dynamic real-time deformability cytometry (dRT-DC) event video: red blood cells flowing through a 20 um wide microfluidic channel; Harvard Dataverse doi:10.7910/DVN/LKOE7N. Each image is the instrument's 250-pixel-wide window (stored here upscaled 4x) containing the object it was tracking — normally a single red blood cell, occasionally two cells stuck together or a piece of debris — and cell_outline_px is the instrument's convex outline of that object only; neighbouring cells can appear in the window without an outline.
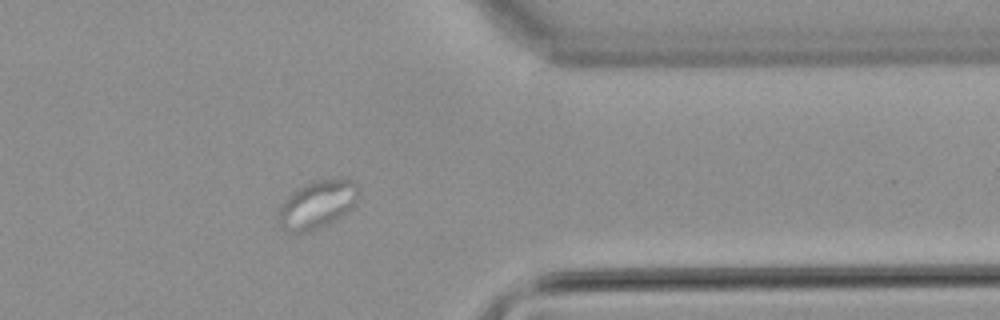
{"species": "common noctule bat (a hibernating species)", "species_latin": "Nyctalus noctula", "temperature_condition": "warm", "stored_images_in_passage": 14, "segment_of_instrument_passage": [2, 2], "camera_frame_rate_fps": 3000, "um_per_image_px": 0.085, "animal": {"sex": "male", "body_mass_g": 21.5, "forearm_length_mm": 52.0}, "frame": {"image": 1, "passage_image": 14, "time_ms": 16.667, "image_size_px": [1000, 320], "cell_outline_px": [[360, 192], [356, 204], [352, 208], [328, 224], [320, 228], [300, 236], [284, 232], [280, 228], [276, 216], [276, 212], [284, 200], [292, 192], [316, 180], [340, 176], [344, 176], [352, 180], [360, 188]], "centroid_in_image_um": [26.95, 17.41], "position_along_channel_um": 384.5, "area_um2": 23.47}}